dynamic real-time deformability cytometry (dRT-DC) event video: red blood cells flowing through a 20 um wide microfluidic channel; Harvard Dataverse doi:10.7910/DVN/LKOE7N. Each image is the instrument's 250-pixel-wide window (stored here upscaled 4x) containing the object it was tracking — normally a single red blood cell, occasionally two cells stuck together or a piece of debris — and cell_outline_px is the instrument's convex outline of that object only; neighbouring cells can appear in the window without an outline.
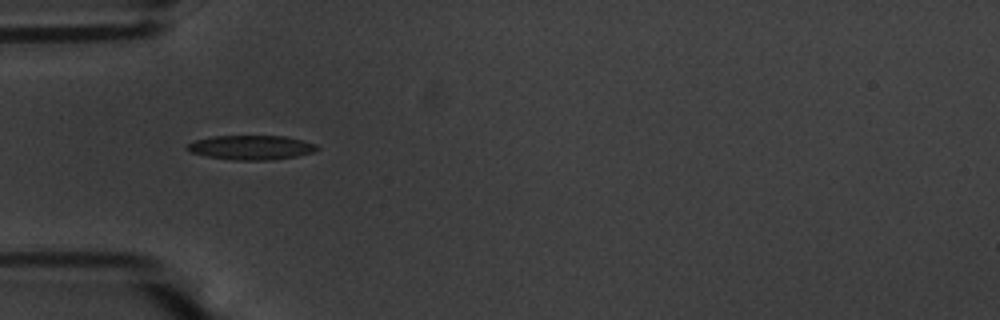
{"species": "common noctule bat (a hibernating species)", "species_latin": "Nyctalus noctula", "temperature_condition": "warm", "stored_images_in_passage": 32, "camera_frame_rate_fps": 3000, "um_per_image_px": 0.085, "animal": {"sex": "male", "body_mass_g": 20.1, "forearm_length_mm": 53.5}, "frame": {"image": 1, "passage_image": 1, "time_ms": 0.0, "image_size_px": [1000, 320], "cell_outline_px": [[320, 148], [312, 152], [296, 156], [268, 160], [236, 160], [208, 156], [188, 152], [184, 148], [188, 144], [196, 140], [212, 136], [288, 136], [316, 144]], "centroid_in_image_um": [21.33, 12.53], "position_along_channel_um": 63.7, "area_um2": 18.38}, "authors_computed_cell_mechanics": {"area_um2": 18.1203, "velocity_mm_per_s": 3.6683, "shape_relaxation_time_tau1_ms": 5.7673, "shape_relaxation_time_tau2_ms": 2.6519, "deformation_change_tau1": 0.1799, "deformation_change_tau2": 0.1133}}